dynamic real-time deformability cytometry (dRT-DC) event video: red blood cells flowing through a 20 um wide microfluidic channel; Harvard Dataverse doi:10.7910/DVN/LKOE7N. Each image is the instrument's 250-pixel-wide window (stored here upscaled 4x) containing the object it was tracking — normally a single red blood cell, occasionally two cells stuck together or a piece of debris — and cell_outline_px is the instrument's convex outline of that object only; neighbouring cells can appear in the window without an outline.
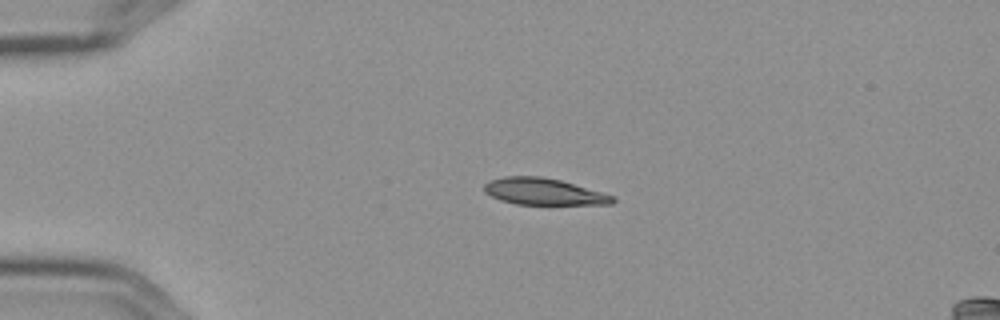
{"species": "Egyptian fruit bat (a non-hibernating species)", "species_latin": "Rousettus aegyptiacus", "temperature_condition": "cold", "stored_images_in_passage": 4, "camera_frame_rate_fps": 3000, "um_per_image_px": 0.085, "frame": {"image": 1, "passage_image": 3, "time_ms": 0.667, "image_size_px": [1000, 320], "cell_outline_px": [[616, 200], [612, 204], [516, 204], [500, 200], [484, 192], [484, 184], [488, 180], [504, 176], [540, 176], [560, 180], [616, 196]], "centroid_in_image_um": [46.2, 16.28], "position_along_channel_um": 38.8, "area_um2": 19.94}}